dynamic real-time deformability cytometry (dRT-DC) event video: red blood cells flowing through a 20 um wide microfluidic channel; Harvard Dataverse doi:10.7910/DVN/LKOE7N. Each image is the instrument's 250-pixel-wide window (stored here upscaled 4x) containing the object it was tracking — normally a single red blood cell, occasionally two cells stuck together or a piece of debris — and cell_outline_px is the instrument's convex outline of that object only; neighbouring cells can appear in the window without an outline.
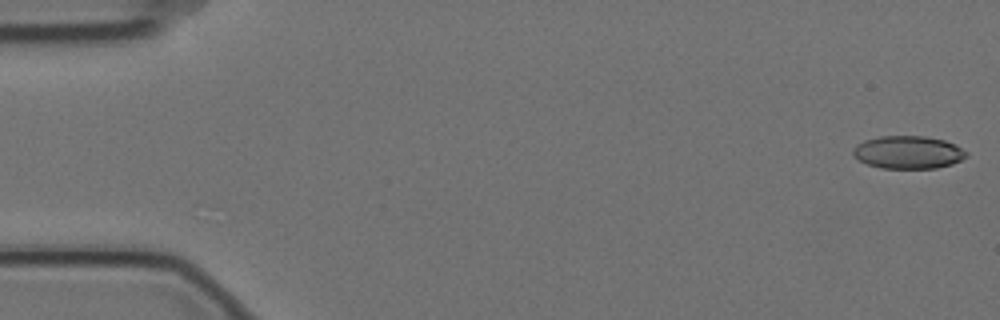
{"species": "Egyptian fruit bat (a non-hibernating species)", "species_latin": "Rousettus aegyptiacus", "temperature_condition": "cold", "stored_images_in_passage": 4, "camera_frame_rate_fps": 3000, "um_per_image_px": 0.085, "animal": {"sex": "female"}, "frame": {"image": 1, "passage_image": 1, "time_ms": 0.0, "image_size_px": [1000, 320], "cell_outline_px": [[968, 156], [952, 164], [936, 168], [880, 168], [868, 164], [852, 156], [852, 148], [856, 144], [864, 140], [880, 136], [924, 136], [944, 140], [968, 152]], "centroid_in_image_um": [77.15, 12.94], "position_along_channel_um": 7.8, "area_um2": 21.68}}